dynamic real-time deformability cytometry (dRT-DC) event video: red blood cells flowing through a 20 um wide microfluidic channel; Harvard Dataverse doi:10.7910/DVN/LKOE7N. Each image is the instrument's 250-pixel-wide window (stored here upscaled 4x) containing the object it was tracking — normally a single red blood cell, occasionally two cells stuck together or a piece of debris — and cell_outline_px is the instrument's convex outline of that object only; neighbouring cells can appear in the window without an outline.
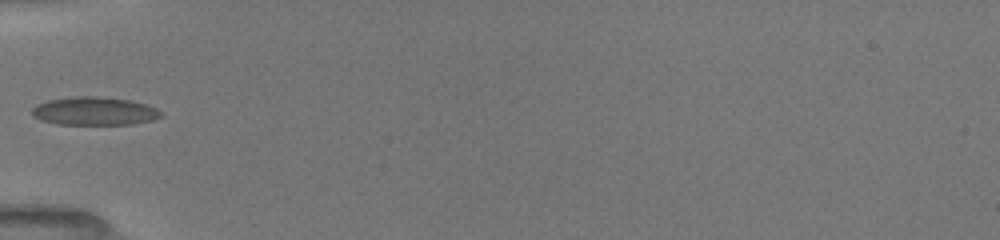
{"species": "common noctule bat (a hibernating species)", "species_latin": "Nyctalus noctula", "temperature_condition": "room temperature", "stored_images_in_passage": 18, "camera_frame_rate_fps": 3000, "um_per_image_px": 0.085, "animal": {"sex": "female", "body_mass_g": 19.5, "forearm_length_mm": 54.1}, "frame": {"image": 1, "passage_image": 6, "time_ms": 4.333, "image_size_px": [1000, 240], "cell_outline_px": [[164, 116], [152, 120], [132, 124], [56, 124], [40, 120], [32, 116], [32, 108], [36, 104], [48, 100], [72, 96], [96, 96], [132, 100], [156, 108]], "centroid_in_image_um": [7.99, 9.44], "position_along_channel_um": 77.0, "area_um2": 21.33}}
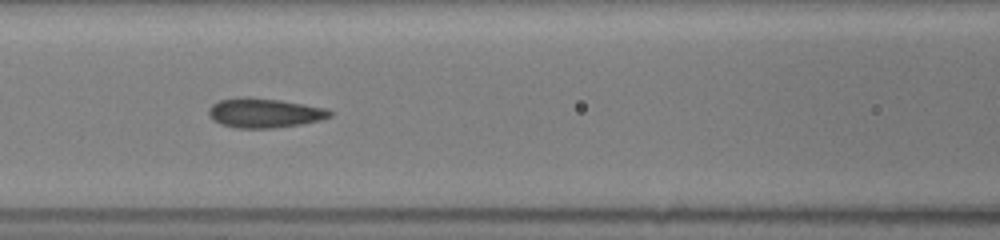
{"frame": {"image": 2, "passage_image": 8, "time_ms": 6.0, "image_size_px": [1000, 240], "cell_outline_px": [[332, 116], [320, 120], [300, 124], [276, 128], [236, 128], [220, 124], [212, 120], [208, 116], [208, 108], [212, 104], [220, 100], [244, 96], [248, 96], [280, 100], [328, 108], [332, 112]], "centroid_in_image_um": [22.45, 9.6], "position_along_channel_um": 144.2, "area_um2": 21.1}}
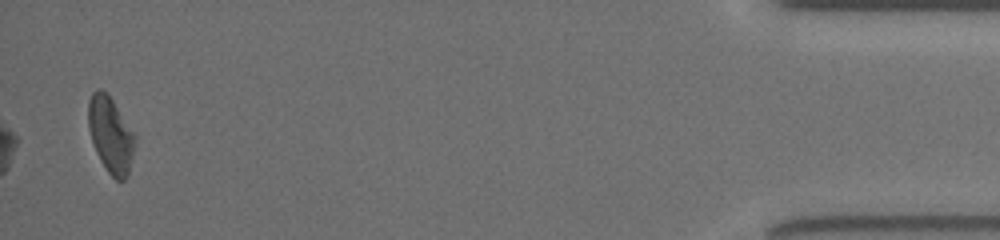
{"frame": {"image": 3, "passage_image": 18, "time_ms": 15.0, "image_size_px": [1000, 240], "cell_outline_px": [[136, 140], [128, 176], [124, 180], [116, 180], [108, 172], [100, 160], [96, 152], [88, 128], [88, 100], [92, 92], [96, 88], [100, 88], [112, 100], [136, 136]], "centroid_in_image_um": [9.4, 11.47], "position_along_channel_um": 425.8, "area_um2": 20.52}}